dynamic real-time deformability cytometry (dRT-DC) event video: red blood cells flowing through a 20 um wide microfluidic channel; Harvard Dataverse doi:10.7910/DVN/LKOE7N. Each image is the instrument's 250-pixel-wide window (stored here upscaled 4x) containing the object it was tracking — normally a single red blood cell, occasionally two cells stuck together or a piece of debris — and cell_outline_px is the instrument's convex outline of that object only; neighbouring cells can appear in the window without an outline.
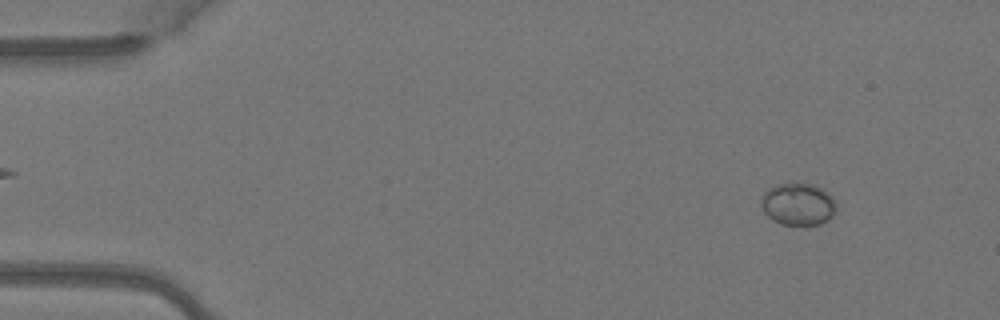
{"species": "Egyptian fruit bat (a non-hibernating species)", "species_latin": "Rousettus aegyptiacus", "temperature_condition": "warm", "stored_images_in_passage": 6, "camera_frame_rate_fps": 3000, "um_per_image_px": 0.085, "animal": {"sex": "female"}, "frame": {"image": 1, "passage_image": 1, "time_ms": 0.0, "image_size_px": [1000, 320], "cell_outline_px": [[836, 212], [828, 220], [820, 224], [804, 228], [780, 224], [772, 220], [760, 208], [760, 196], [768, 188], [776, 184], [812, 184], [828, 192], [836, 200]], "centroid_in_image_um": [67.82, 17.41], "position_along_channel_um": 17.2, "area_um2": 19.25}}
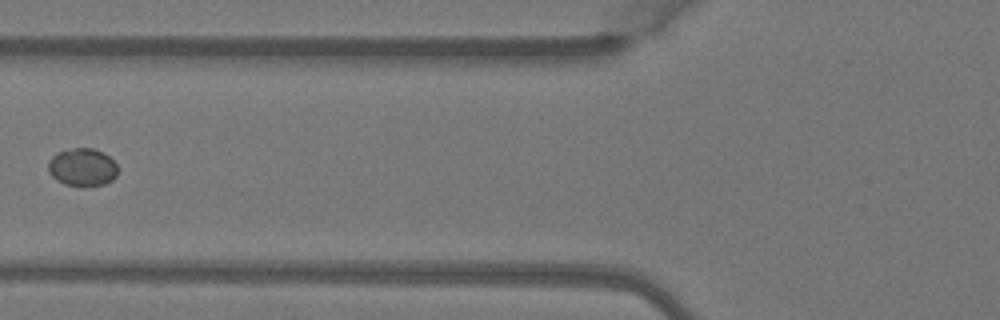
{"frame": {"image": 2, "passage_image": 5, "time_ms": 1.333, "image_size_px": [1000, 320], "cell_outline_px": [[116, 176], [112, 180], [104, 184], [80, 188], [64, 184], [52, 176], [48, 172], [48, 160], [56, 152], [72, 148], [92, 148], [104, 152], [116, 164]], "centroid_in_image_um": [6.97, 14.23], "position_along_channel_um": 118.8, "area_um2": 15.61}}
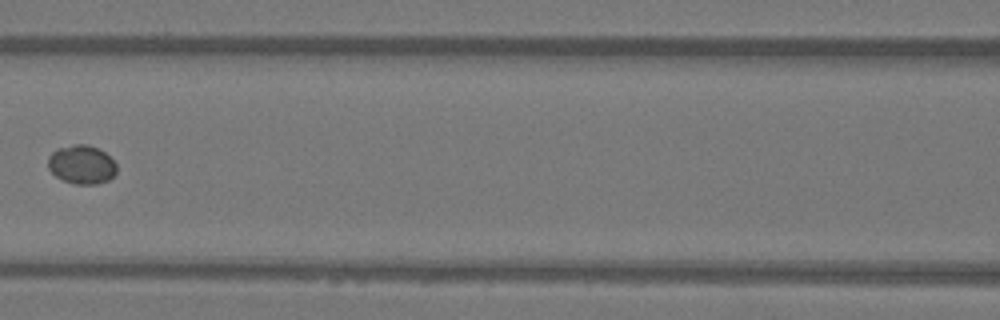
{"frame": {"image": 3, "passage_image": 6, "time_ms": 1.667, "image_size_px": [1000, 320], "cell_outline_px": [[116, 172], [108, 180], [96, 184], [76, 184], [60, 180], [48, 168], [48, 156], [56, 148], [72, 144], [88, 144], [100, 148], [116, 164]], "centroid_in_image_um": [6.91, 13.97], "position_along_channel_um": 159.7, "area_um2": 15.66}}